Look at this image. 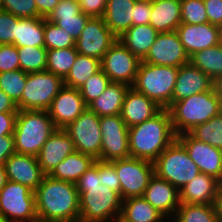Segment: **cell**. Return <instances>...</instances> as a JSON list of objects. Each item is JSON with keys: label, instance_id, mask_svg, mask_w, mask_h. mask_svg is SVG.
Segmentation results:
<instances>
[{"label": "cell", "instance_id": "45", "mask_svg": "<svg viewBox=\"0 0 222 222\" xmlns=\"http://www.w3.org/2000/svg\"><path fill=\"white\" fill-rule=\"evenodd\" d=\"M20 69L18 50L14 44L0 45V73Z\"/></svg>", "mask_w": 222, "mask_h": 222}, {"label": "cell", "instance_id": "44", "mask_svg": "<svg viewBox=\"0 0 222 222\" xmlns=\"http://www.w3.org/2000/svg\"><path fill=\"white\" fill-rule=\"evenodd\" d=\"M90 18V16L81 13L75 16L59 17L55 24L67 31L76 40Z\"/></svg>", "mask_w": 222, "mask_h": 222}, {"label": "cell", "instance_id": "29", "mask_svg": "<svg viewBox=\"0 0 222 222\" xmlns=\"http://www.w3.org/2000/svg\"><path fill=\"white\" fill-rule=\"evenodd\" d=\"M95 161L93 156L75 151L57 165L49 175L58 180L76 183Z\"/></svg>", "mask_w": 222, "mask_h": 222}, {"label": "cell", "instance_id": "57", "mask_svg": "<svg viewBox=\"0 0 222 222\" xmlns=\"http://www.w3.org/2000/svg\"><path fill=\"white\" fill-rule=\"evenodd\" d=\"M37 220L7 219V222H34Z\"/></svg>", "mask_w": 222, "mask_h": 222}, {"label": "cell", "instance_id": "12", "mask_svg": "<svg viewBox=\"0 0 222 222\" xmlns=\"http://www.w3.org/2000/svg\"><path fill=\"white\" fill-rule=\"evenodd\" d=\"M141 62L117 39L101 59V70L111 82L123 83L132 87Z\"/></svg>", "mask_w": 222, "mask_h": 222}, {"label": "cell", "instance_id": "27", "mask_svg": "<svg viewBox=\"0 0 222 222\" xmlns=\"http://www.w3.org/2000/svg\"><path fill=\"white\" fill-rule=\"evenodd\" d=\"M129 88L127 84L110 82L104 92L88 105V108L99 117L119 115Z\"/></svg>", "mask_w": 222, "mask_h": 222}, {"label": "cell", "instance_id": "19", "mask_svg": "<svg viewBox=\"0 0 222 222\" xmlns=\"http://www.w3.org/2000/svg\"><path fill=\"white\" fill-rule=\"evenodd\" d=\"M74 143L65 129L55 130L41 148L37 159L42 171L49 175L68 155L75 152Z\"/></svg>", "mask_w": 222, "mask_h": 222}, {"label": "cell", "instance_id": "35", "mask_svg": "<svg viewBox=\"0 0 222 222\" xmlns=\"http://www.w3.org/2000/svg\"><path fill=\"white\" fill-rule=\"evenodd\" d=\"M77 54L76 47L47 50L46 71L51 72L64 80L69 74Z\"/></svg>", "mask_w": 222, "mask_h": 222}, {"label": "cell", "instance_id": "46", "mask_svg": "<svg viewBox=\"0 0 222 222\" xmlns=\"http://www.w3.org/2000/svg\"><path fill=\"white\" fill-rule=\"evenodd\" d=\"M81 13L82 11L78 0H59L57 6L48 15L46 20L55 23L59 17L75 16Z\"/></svg>", "mask_w": 222, "mask_h": 222}, {"label": "cell", "instance_id": "39", "mask_svg": "<svg viewBox=\"0 0 222 222\" xmlns=\"http://www.w3.org/2000/svg\"><path fill=\"white\" fill-rule=\"evenodd\" d=\"M44 47L47 50L75 47V39L67 31L44 18Z\"/></svg>", "mask_w": 222, "mask_h": 222}, {"label": "cell", "instance_id": "26", "mask_svg": "<svg viewBox=\"0 0 222 222\" xmlns=\"http://www.w3.org/2000/svg\"><path fill=\"white\" fill-rule=\"evenodd\" d=\"M136 0H107L103 16L106 26L119 38L131 26Z\"/></svg>", "mask_w": 222, "mask_h": 222}, {"label": "cell", "instance_id": "11", "mask_svg": "<svg viewBox=\"0 0 222 222\" xmlns=\"http://www.w3.org/2000/svg\"><path fill=\"white\" fill-rule=\"evenodd\" d=\"M0 216L6 220H38L34 192L25 185L8 180L0 191Z\"/></svg>", "mask_w": 222, "mask_h": 222}, {"label": "cell", "instance_id": "7", "mask_svg": "<svg viewBox=\"0 0 222 222\" xmlns=\"http://www.w3.org/2000/svg\"><path fill=\"white\" fill-rule=\"evenodd\" d=\"M153 164L155 175L168 181L178 190L201 173L185 147L177 139L158 156Z\"/></svg>", "mask_w": 222, "mask_h": 222}, {"label": "cell", "instance_id": "20", "mask_svg": "<svg viewBox=\"0 0 222 222\" xmlns=\"http://www.w3.org/2000/svg\"><path fill=\"white\" fill-rule=\"evenodd\" d=\"M176 32L189 57L198 51L219 44V28L209 22L204 24L181 23Z\"/></svg>", "mask_w": 222, "mask_h": 222}, {"label": "cell", "instance_id": "17", "mask_svg": "<svg viewBox=\"0 0 222 222\" xmlns=\"http://www.w3.org/2000/svg\"><path fill=\"white\" fill-rule=\"evenodd\" d=\"M87 107L79 89L64 85L53 99L47 112L57 128L65 129Z\"/></svg>", "mask_w": 222, "mask_h": 222}, {"label": "cell", "instance_id": "2", "mask_svg": "<svg viewBox=\"0 0 222 222\" xmlns=\"http://www.w3.org/2000/svg\"><path fill=\"white\" fill-rule=\"evenodd\" d=\"M34 194L39 221L78 222L80 208L75 183L45 175Z\"/></svg>", "mask_w": 222, "mask_h": 222}, {"label": "cell", "instance_id": "4", "mask_svg": "<svg viewBox=\"0 0 222 222\" xmlns=\"http://www.w3.org/2000/svg\"><path fill=\"white\" fill-rule=\"evenodd\" d=\"M176 135L190 132L195 126L209 121L222 112L220 98L213 87L180 101L172 102L167 108Z\"/></svg>", "mask_w": 222, "mask_h": 222}, {"label": "cell", "instance_id": "53", "mask_svg": "<svg viewBox=\"0 0 222 222\" xmlns=\"http://www.w3.org/2000/svg\"><path fill=\"white\" fill-rule=\"evenodd\" d=\"M2 112H18V108L14 101L0 89V113Z\"/></svg>", "mask_w": 222, "mask_h": 222}, {"label": "cell", "instance_id": "38", "mask_svg": "<svg viewBox=\"0 0 222 222\" xmlns=\"http://www.w3.org/2000/svg\"><path fill=\"white\" fill-rule=\"evenodd\" d=\"M27 82V73L21 69L0 73V89L17 105Z\"/></svg>", "mask_w": 222, "mask_h": 222}, {"label": "cell", "instance_id": "5", "mask_svg": "<svg viewBox=\"0 0 222 222\" xmlns=\"http://www.w3.org/2000/svg\"><path fill=\"white\" fill-rule=\"evenodd\" d=\"M57 129L46 110H18L13 132L15 152L37 157Z\"/></svg>", "mask_w": 222, "mask_h": 222}, {"label": "cell", "instance_id": "41", "mask_svg": "<svg viewBox=\"0 0 222 222\" xmlns=\"http://www.w3.org/2000/svg\"><path fill=\"white\" fill-rule=\"evenodd\" d=\"M181 23H208L203 0H181Z\"/></svg>", "mask_w": 222, "mask_h": 222}, {"label": "cell", "instance_id": "30", "mask_svg": "<svg viewBox=\"0 0 222 222\" xmlns=\"http://www.w3.org/2000/svg\"><path fill=\"white\" fill-rule=\"evenodd\" d=\"M120 217L125 222H167L168 220L143 196L130 197L122 200Z\"/></svg>", "mask_w": 222, "mask_h": 222}, {"label": "cell", "instance_id": "24", "mask_svg": "<svg viewBox=\"0 0 222 222\" xmlns=\"http://www.w3.org/2000/svg\"><path fill=\"white\" fill-rule=\"evenodd\" d=\"M162 108L146 95L130 87L125 95L120 116L128 127L152 118Z\"/></svg>", "mask_w": 222, "mask_h": 222}, {"label": "cell", "instance_id": "59", "mask_svg": "<svg viewBox=\"0 0 222 222\" xmlns=\"http://www.w3.org/2000/svg\"><path fill=\"white\" fill-rule=\"evenodd\" d=\"M114 222H125L121 217H118Z\"/></svg>", "mask_w": 222, "mask_h": 222}, {"label": "cell", "instance_id": "14", "mask_svg": "<svg viewBox=\"0 0 222 222\" xmlns=\"http://www.w3.org/2000/svg\"><path fill=\"white\" fill-rule=\"evenodd\" d=\"M117 39L103 17H91L75 40V47L78 54L101 60Z\"/></svg>", "mask_w": 222, "mask_h": 222}, {"label": "cell", "instance_id": "33", "mask_svg": "<svg viewBox=\"0 0 222 222\" xmlns=\"http://www.w3.org/2000/svg\"><path fill=\"white\" fill-rule=\"evenodd\" d=\"M99 70H101V60L77 54L69 74L64 79V85L79 89L89 77Z\"/></svg>", "mask_w": 222, "mask_h": 222}, {"label": "cell", "instance_id": "42", "mask_svg": "<svg viewBox=\"0 0 222 222\" xmlns=\"http://www.w3.org/2000/svg\"><path fill=\"white\" fill-rule=\"evenodd\" d=\"M2 10L18 18L38 17V9L35 0H2Z\"/></svg>", "mask_w": 222, "mask_h": 222}, {"label": "cell", "instance_id": "48", "mask_svg": "<svg viewBox=\"0 0 222 222\" xmlns=\"http://www.w3.org/2000/svg\"><path fill=\"white\" fill-rule=\"evenodd\" d=\"M82 13L90 17H103L107 0H78Z\"/></svg>", "mask_w": 222, "mask_h": 222}, {"label": "cell", "instance_id": "50", "mask_svg": "<svg viewBox=\"0 0 222 222\" xmlns=\"http://www.w3.org/2000/svg\"><path fill=\"white\" fill-rule=\"evenodd\" d=\"M17 112L0 113V137L13 135Z\"/></svg>", "mask_w": 222, "mask_h": 222}, {"label": "cell", "instance_id": "55", "mask_svg": "<svg viewBox=\"0 0 222 222\" xmlns=\"http://www.w3.org/2000/svg\"><path fill=\"white\" fill-rule=\"evenodd\" d=\"M7 175L4 165H0V191L4 188L5 184L7 183Z\"/></svg>", "mask_w": 222, "mask_h": 222}, {"label": "cell", "instance_id": "61", "mask_svg": "<svg viewBox=\"0 0 222 222\" xmlns=\"http://www.w3.org/2000/svg\"><path fill=\"white\" fill-rule=\"evenodd\" d=\"M0 10H2V0H0Z\"/></svg>", "mask_w": 222, "mask_h": 222}, {"label": "cell", "instance_id": "37", "mask_svg": "<svg viewBox=\"0 0 222 222\" xmlns=\"http://www.w3.org/2000/svg\"><path fill=\"white\" fill-rule=\"evenodd\" d=\"M193 138L222 149V112L188 132Z\"/></svg>", "mask_w": 222, "mask_h": 222}, {"label": "cell", "instance_id": "60", "mask_svg": "<svg viewBox=\"0 0 222 222\" xmlns=\"http://www.w3.org/2000/svg\"><path fill=\"white\" fill-rule=\"evenodd\" d=\"M0 222H7V220L4 217L0 216Z\"/></svg>", "mask_w": 222, "mask_h": 222}, {"label": "cell", "instance_id": "47", "mask_svg": "<svg viewBox=\"0 0 222 222\" xmlns=\"http://www.w3.org/2000/svg\"><path fill=\"white\" fill-rule=\"evenodd\" d=\"M151 0H136L133 7L132 25L149 24Z\"/></svg>", "mask_w": 222, "mask_h": 222}, {"label": "cell", "instance_id": "13", "mask_svg": "<svg viewBox=\"0 0 222 222\" xmlns=\"http://www.w3.org/2000/svg\"><path fill=\"white\" fill-rule=\"evenodd\" d=\"M101 160L113 161L130 157L129 127L119 115L100 117Z\"/></svg>", "mask_w": 222, "mask_h": 222}, {"label": "cell", "instance_id": "28", "mask_svg": "<svg viewBox=\"0 0 222 222\" xmlns=\"http://www.w3.org/2000/svg\"><path fill=\"white\" fill-rule=\"evenodd\" d=\"M159 32L150 24L132 25L118 39L141 61L146 57Z\"/></svg>", "mask_w": 222, "mask_h": 222}, {"label": "cell", "instance_id": "36", "mask_svg": "<svg viewBox=\"0 0 222 222\" xmlns=\"http://www.w3.org/2000/svg\"><path fill=\"white\" fill-rule=\"evenodd\" d=\"M20 69L27 74L46 71L47 49L45 47H17Z\"/></svg>", "mask_w": 222, "mask_h": 222}, {"label": "cell", "instance_id": "43", "mask_svg": "<svg viewBox=\"0 0 222 222\" xmlns=\"http://www.w3.org/2000/svg\"><path fill=\"white\" fill-rule=\"evenodd\" d=\"M18 19L15 15L0 10V45L15 43L16 21Z\"/></svg>", "mask_w": 222, "mask_h": 222}, {"label": "cell", "instance_id": "34", "mask_svg": "<svg viewBox=\"0 0 222 222\" xmlns=\"http://www.w3.org/2000/svg\"><path fill=\"white\" fill-rule=\"evenodd\" d=\"M190 62L212 80L222 74V46L219 44L194 53Z\"/></svg>", "mask_w": 222, "mask_h": 222}, {"label": "cell", "instance_id": "40", "mask_svg": "<svg viewBox=\"0 0 222 222\" xmlns=\"http://www.w3.org/2000/svg\"><path fill=\"white\" fill-rule=\"evenodd\" d=\"M110 82L109 77L102 70H99L89 77L79 88L85 104L88 106L93 100L100 96Z\"/></svg>", "mask_w": 222, "mask_h": 222}, {"label": "cell", "instance_id": "51", "mask_svg": "<svg viewBox=\"0 0 222 222\" xmlns=\"http://www.w3.org/2000/svg\"><path fill=\"white\" fill-rule=\"evenodd\" d=\"M15 153L13 135L0 137V165H4L9 157Z\"/></svg>", "mask_w": 222, "mask_h": 222}, {"label": "cell", "instance_id": "21", "mask_svg": "<svg viewBox=\"0 0 222 222\" xmlns=\"http://www.w3.org/2000/svg\"><path fill=\"white\" fill-rule=\"evenodd\" d=\"M222 183L215 177L199 173L180 190L182 204H218Z\"/></svg>", "mask_w": 222, "mask_h": 222}, {"label": "cell", "instance_id": "23", "mask_svg": "<svg viewBox=\"0 0 222 222\" xmlns=\"http://www.w3.org/2000/svg\"><path fill=\"white\" fill-rule=\"evenodd\" d=\"M212 79L191 62L179 67L172 94V102L180 101L197 93L210 90Z\"/></svg>", "mask_w": 222, "mask_h": 222}, {"label": "cell", "instance_id": "56", "mask_svg": "<svg viewBox=\"0 0 222 222\" xmlns=\"http://www.w3.org/2000/svg\"><path fill=\"white\" fill-rule=\"evenodd\" d=\"M219 214H220V222H222V186L220 190V197L218 200Z\"/></svg>", "mask_w": 222, "mask_h": 222}, {"label": "cell", "instance_id": "52", "mask_svg": "<svg viewBox=\"0 0 222 222\" xmlns=\"http://www.w3.org/2000/svg\"><path fill=\"white\" fill-rule=\"evenodd\" d=\"M35 2L38 9V17L47 18L57 6L59 0H35Z\"/></svg>", "mask_w": 222, "mask_h": 222}, {"label": "cell", "instance_id": "54", "mask_svg": "<svg viewBox=\"0 0 222 222\" xmlns=\"http://www.w3.org/2000/svg\"><path fill=\"white\" fill-rule=\"evenodd\" d=\"M212 85H213L214 92L220 98L221 103H222V74L217 76L212 81Z\"/></svg>", "mask_w": 222, "mask_h": 222}, {"label": "cell", "instance_id": "10", "mask_svg": "<svg viewBox=\"0 0 222 222\" xmlns=\"http://www.w3.org/2000/svg\"><path fill=\"white\" fill-rule=\"evenodd\" d=\"M65 130L71 137L76 151L101 160L102 133L100 117L96 113L87 107Z\"/></svg>", "mask_w": 222, "mask_h": 222}, {"label": "cell", "instance_id": "3", "mask_svg": "<svg viewBox=\"0 0 222 222\" xmlns=\"http://www.w3.org/2000/svg\"><path fill=\"white\" fill-rule=\"evenodd\" d=\"M168 109H161L152 118L129 127L130 157L154 162L175 140Z\"/></svg>", "mask_w": 222, "mask_h": 222}, {"label": "cell", "instance_id": "25", "mask_svg": "<svg viewBox=\"0 0 222 222\" xmlns=\"http://www.w3.org/2000/svg\"><path fill=\"white\" fill-rule=\"evenodd\" d=\"M149 24L159 33L176 31L181 24V0H151Z\"/></svg>", "mask_w": 222, "mask_h": 222}, {"label": "cell", "instance_id": "16", "mask_svg": "<svg viewBox=\"0 0 222 222\" xmlns=\"http://www.w3.org/2000/svg\"><path fill=\"white\" fill-rule=\"evenodd\" d=\"M177 140L185 147L201 173L211 175L222 183V149L199 141L189 133L178 135Z\"/></svg>", "mask_w": 222, "mask_h": 222}, {"label": "cell", "instance_id": "22", "mask_svg": "<svg viewBox=\"0 0 222 222\" xmlns=\"http://www.w3.org/2000/svg\"><path fill=\"white\" fill-rule=\"evenodd\" d=\"M143 197L169 221L180 206L179 190L155 174L150 179Z\"/></svg>", "mask_w": 222, "mask_h": 222}, {"label": "cell", "instance_id": "9", "mask_svg": "<svg viewBox=\"0 0 222 222\" xmlns=\"http://www.w3.org/2000/svg\"><path fill=\"white\" fill-rule=\"evenodd\" d=\"M120 181V197L143 196L150 179L154 176V164L138 158L113 160Z\"/></svg>", "mask_w": 222, "mask_h": 222}, {"label": "cell", "instance_id": "15", "mask_svg": "<svg viewBox=\"0 0 222 222\" xmlns=\"http://www.w3.org/2000/svg\"><path fill=\"white\" fill-rule=\"evenodd\" d=\"M143 62L153 65L181 67L190 62L176 31L160 32Z\"/></svg>", "mask_w": 222, "mask_h": 222}, {"label": "cell", "instance_id": "1", "mask_svg": "<svg viewBox=\"0 0 222 222\" xmlns=\"http://www.w3.org/2000/svg\"><path fill=\"white\" fill-rule=\"evenodd\" d=\"M75 185L79 195L78 222H114L120 217V181L112 161L96 159Z\"/></svg>", "mask_w": 222, "mask_h": 222}, {"label": "cell", "instance_id": "32", "mask_svg": "<svg viewBox=\"0 0 222 222\" xmlns=\"http://www.w3.org/2000/svg\"><path fill=\"white\" fill-rule=\"evenodd\" d=\"M170 222H220L218 204L180 203Z\"/></svg>", "mask_w": 222, "mask_h": 222}, {"label": "cell", "instance_id": "6", "mask_svg": "<svg viewBox=\"0 0 222 222\" xmlns=\"http://www.w3.org/2000/svg\"><path fill=\"white\" fill-rule=\"evenodd\" d=\"M178 71V67L153 65L142 61L132 87L162 109H167L172 103Z\"/></svg>", "mask_w": 222, "mask_h": 222}, {"label": "cell", "instance_id": "49", "mask_svg": "<svg viewBox=\"0 0 222 222\" xmlns=\"http://www.w3.org/2000/svg\"><path fill=\"white\" fill-rule=\"evenodd\" d=\"M208 22L220 26L222 25V0H203Z\"/></svg>", "mask_w": 222, "mask_h": 222}, {"label": "cell", "instance_id": "31", "mask_svg": "<svg viewBox=\"0 0 222 222\" xmlns=\"http://www.w3.org/2000/svg\"><path fill=\"white\" fill-rule=\"evenodd\" d=\"M16 47H44V18H19L16 21Z\"/></svg>", "mask_w": 222, "mask_h": 222}, {"label": "cell", "instance_id": "8", "mask_svg": "<svg viewBox=\"0 0 222 222\" xmlns=\"http://www.w3.org/2000/svg\"><path fill=\"white\" fill-rule=\"evenodd\" d=\"M64 86V80L48 71L27 74V82L18 110H48Z\"/></svg>", "mask_w": 222, "mask_h": 222}, {"label": "cell", "instance_id": "58", "mask_svg": "<svg viewBox=\"0 0 222 222\" xmlns=\"http://www.w3.org/2000/svg\"><path fill=\"white\" fill-rule=\"evenodd\" d=\"M219 28V45L222 46V25L218 26Z\"/></svg>", "mask_w": 222, "mask_h": 222}, {"label": "cell", "instance_id": "18", "mask_svg": "<svg viewBox=\"0 0 222 222\" xmlns=\"http://www.w3.org/2000/svg\"><path fill=\"white\" fill-rule=\"evenodd\" d=\"M4 166L9 181L25 185L33 192L46 175L38 164L37 157L32 155L15 152L5 162Z\"/></svg>", "mask_w": 222, "mask_h": 222}]
</instances>
